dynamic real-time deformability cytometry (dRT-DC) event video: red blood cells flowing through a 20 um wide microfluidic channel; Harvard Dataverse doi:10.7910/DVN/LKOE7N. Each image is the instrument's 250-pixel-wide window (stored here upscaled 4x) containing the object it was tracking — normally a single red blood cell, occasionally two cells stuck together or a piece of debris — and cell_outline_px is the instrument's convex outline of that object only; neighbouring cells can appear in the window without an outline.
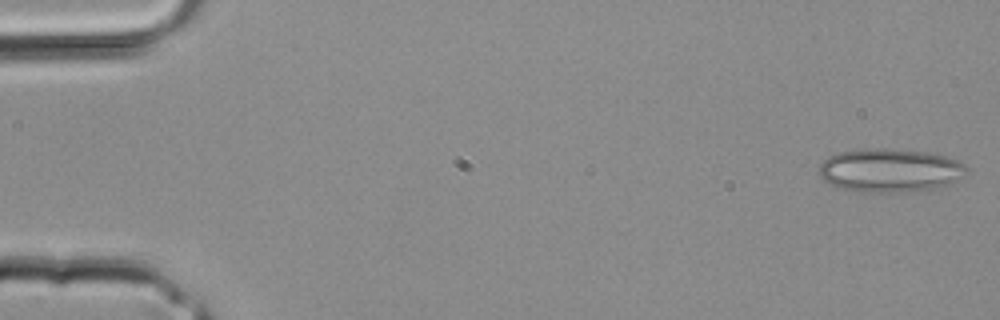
{"species": "common noctule bat (a hibernating species)", "species_latin": "Nyctalus noctula", "temperature_condition": "room temperature", "stored_images_in_passage": 3, "camera_frame_rate_fps": 3000, "um_per_image_px": 0.085, "animal": {"sex": "male", "body_mass_g": 20.4}, "frame": {"image": 1, "passage_image": 1, "time_ms": 0.0, "image_size_px": [1000, 320], "cell_outline_px": [[968, 172], [964, 176], [952, 184], [928, 192], [872, 192], [844, 188], [832, 184], [824, 180], [820, 176], [820, 164], [828, 156], [840, 152], [856, 148], [884, 148], [928, 152], [944, 156], [956, 160], [964, 164], [968, 168]], "centroid_in_image_um": [75.73, 14.48], "position_along_channel_um": 9.3, "area_um2": 37.92}}